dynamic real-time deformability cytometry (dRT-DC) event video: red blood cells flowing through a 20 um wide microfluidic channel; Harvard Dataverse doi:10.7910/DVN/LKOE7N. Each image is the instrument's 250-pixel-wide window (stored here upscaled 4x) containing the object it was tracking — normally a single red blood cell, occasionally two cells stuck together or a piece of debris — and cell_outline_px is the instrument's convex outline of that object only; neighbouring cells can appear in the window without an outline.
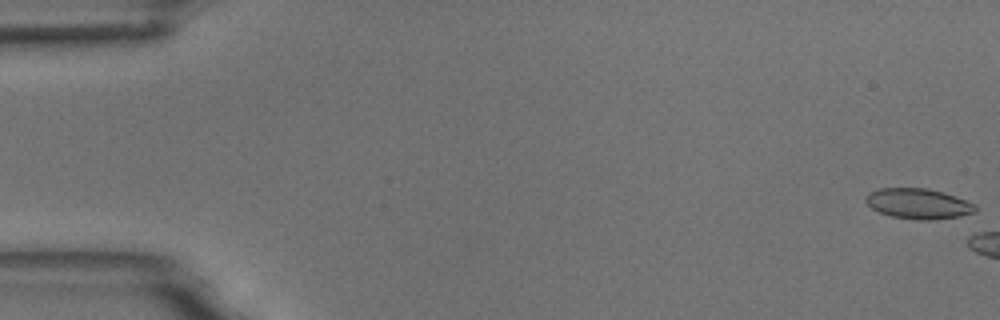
{"species": "common noctule bat (a hibernating species)", "species_latin": "Nyctalus noctula", "temperature_condition": "room temperature", "stored_images_in_passage": 6, "camera_frame_rate_fps": 3000, "um_per_image_px": 0.085, "animal": {"sex": "male", "body_mass_g": 18.8}, "frame": {"image": 1, "passage_image": 1, "time_ms": 0.0, "image_size_px": [1000, 320], "cell_outline_px": [[976, 212], [960, 216], [928, 220], [916, 220], [892, 216], [880, 212], [872, 208], [864, 200], [864, 196], [868, 192], [880, 188], [924, 188], [944, 192], [956, 196], [976, 204]], "centroid_in_image_um": [78.05, 17.3], "position_along_channel_um": 6.9, "area_um2": 19.48}}